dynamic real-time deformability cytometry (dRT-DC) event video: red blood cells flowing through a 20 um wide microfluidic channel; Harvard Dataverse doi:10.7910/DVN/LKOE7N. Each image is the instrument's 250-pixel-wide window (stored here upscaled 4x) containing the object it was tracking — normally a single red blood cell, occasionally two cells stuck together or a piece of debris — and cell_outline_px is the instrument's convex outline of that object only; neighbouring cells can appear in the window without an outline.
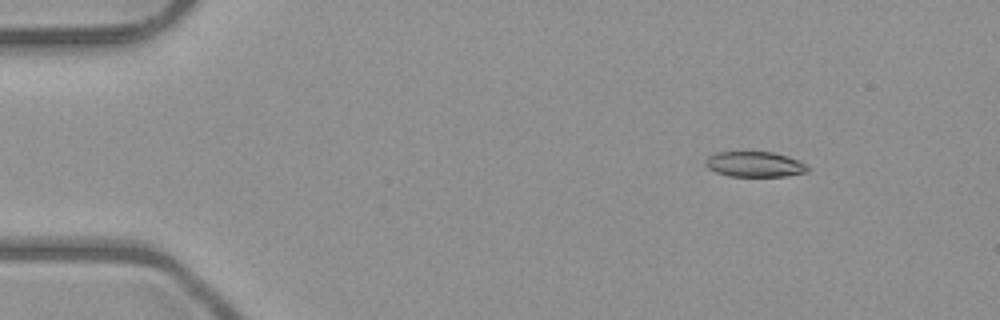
{"species": "common noctule bat (a hibernating species)", "species_latin": "Nyctalus noctula", "temperature_condition": "room temperature", "stored_images_in_passage": 51, "camera_frame_rate_fps": 3000, "um_per_image_px": 0.085, "animal": {"sex": "male", "body_mass_g": 23.1, "forearm_length_mm": 52.7}, "frame": {"image": 1, "passage_image": 6, "time_ms": 1.667, "image_size_px": [1000, 320], "cell_outline_px": [[812, 168], [808, 172], [784, 176], [728, 176], [716, 172], [708, 168], [704, 164], [704, 160], [708, 156], [716, 152], [772, 152], [788, 156], [800, 160], [808, 164]], "centroid_in_image_um": [64.19, 13.96], "position_along_channel_um": 20.8, "area_um2": 15.37}}
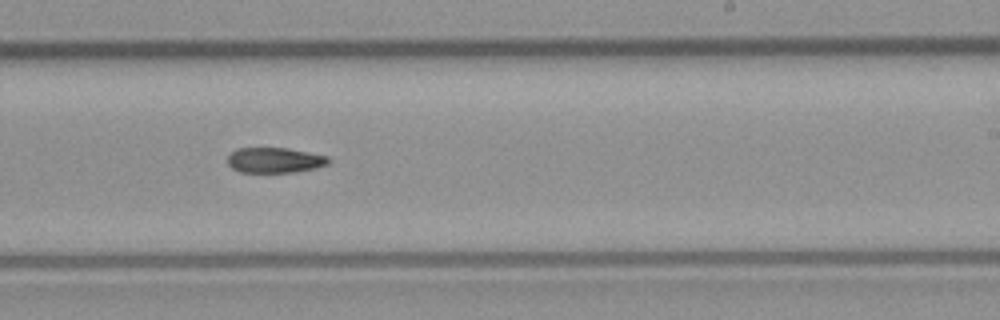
{"frame": {"image": 2, "passage_image": 31, "time_ms": 10.0, "image_size_px": [1000, 320], "cell_outline_px": [[332, 160], [328, 164], [316, 168], [296, 172], [240, 172], [232, 168], [228, 164], [228, 156], [236, 148], [288, 148], [328, 156]], "centroid_in_image_um": [23.38, 13.61], "position_along_channel_um": 265.6, "area_um2": 14.97}}
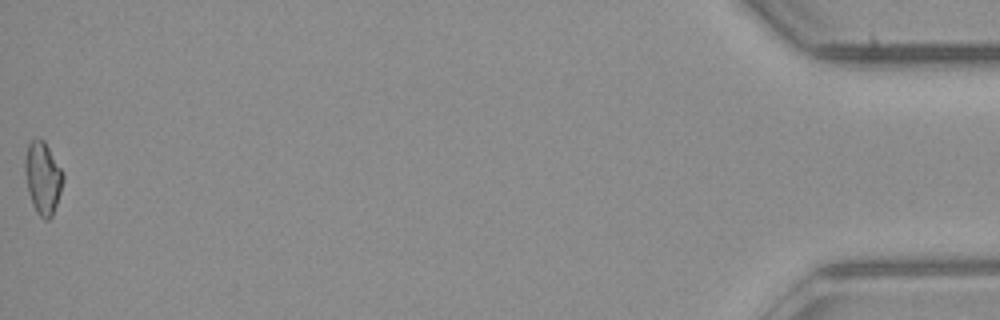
{"frame": {"image": 3, "passage_image": 51, "time_ms": 16.667, "image_size_px": [1000, 320], "cell_outline_px": [[64, 180], [52, 216], [48, 220], [44, 220], [36, 212], [32, 204], [28, 192], [24, 172], [24, 160], [28, 144], [32, 140], [44, 140], [64, 172]], "centroid_in_image_um": [3.63, 15.13], "position_along_channel_um": 431.6, "area_um2": 16.13}}